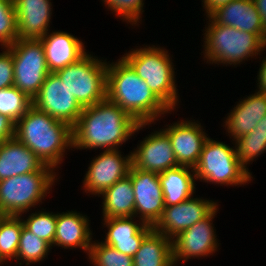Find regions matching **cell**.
I'll use <instances>...</instances> for the list:
<instances>
[{
  "instance_id": "cell-38",
  "label": "cell",
  "mask_w": 266,
  "mask_h": 266,
  "mask_svg": "<svg viewBox=\"0 0 266 266\" xmlns=\"http://www.w3.org/2000/svg\"><path fill=\"white\" fill-rule=\"evenodd\" d=\"M232 0H202L203 8H205L206 16H208L213 10L222 6L224 4L229 3Z\"/></svg>"
},
{
  "instance_id": "cell-18",
  "label": "cell",
  "mask_w": 266,
  "mask_h": 266,
  "mask_svg": "<svg viewBox=\"0 0 266 266\" xmlns=\"http://www.w3.org/2000/svg\"><path fill=\"white\" fill-rule=\"evenodd\" d=\"M134 218L135 216L103 218V225L108 232L102 242L133 257L143 239L153 230V226L141 220H137V223Z\"/></svg>"
},
{
  "instance_id": "cell-24",
  "label": "cell",
  "mask_w": 266,
  "mask_h": 266,
  "mask_svg": "<svg viewBox=\"0 0 266 266\" xmlns=\"http://www.w3.org/2000/svg\"><path fill=\"white\" fill-rule=\"evenodd\" d=\"M191 170V171H190ZM193 168L178 166L159 174L165 206L179 204L195 194Z\"/></svg>"
},
{
  "instance_id": "cell-32",
  "label": "cell",
  "mask_w": 266,
  "mask_h": 266,
  "mask_svg": "<svg viewBox=\"0 0 266 266\" xmlns=\"http://www.w3.org/2000/svg\"><path fill=\"white\" fill-rule=\"evenodd\" d=\"M234 144L240 164L249 172L248 163L266 152V135L247 134L237 138Z\"/></svg>"
},
{
  "instance_id": "cell-29",
  "label": "cell",
  "mask_w": 266,
  "mask_h": 266,
  "mask_svg": "<svg viewBox=\"0 0 266 266\" xmlns=\"http://www.w3.org/2000/svg\"><path fill=\"white\" fill-rule=\"evenodd\" d=\"M32 106V100L16 87L0 89V114L16 123Z\"/></svg>"
},
{
  "instance_id": "cell-41",
  "label": "cell",
  "mask_w": 266,
  "mask_h": 266,
  "mask_svg": "<svg viewBox=\"0 0 266 266\" xmlns=\"http://www.w3.org/2000/svg\"><path fill=\"white\" fill-rule=\"evenodd\" d=\"M175 264L177 265L178 263L173 260L168 266H176Z\"/></svg>"
},
{
  "instance_id": "cell-25",
  "label": "cell",
  "mask_w": 266,
  "mask_h": 266,
  "mask_svg": "<svg viewBox=\"0 0 266 266\" xmlns=\"http://www.w3.org/2000/svg\"><path fill=\"white\" fill-rule=\"evenodd\" d=\"M130 177L127 175L100 195L103 199V218L131 217L135 213V198Z\"/></svg>"
},
{
  "instance_id": "cell-3",
  "label": "cell",
  "mask_w": 266,
  "mask_h": 266,
  "mask_svg": "<svg viewBox=\"0 0 266 266\" xmlns=\"http://www.w3.org/2000/svg\"><path fill=\"white\" fill-rule=\"evenodd\" d=\"M15 137L54 170L62 163L66 149L73 147L72 127L33 105L15 123Z\"/></svg>"
},
{
  "instance_id": "cell-11",
  "label": "cell",
  "mask_w": 266,
  "mask_h": 266,
  "mask_svg": "<svg viewBox=\"0 0 266 266\" xmlns=\"http://www.w3.org/2000/svg\"><path fill=\"white\" fill-rule=\"evenodd\" d=\"M218 206L203 220L180 232L172 238L173 260L184 263L188 259H195L212 255L217 251L220 243L217 241L213 219L218 212ZM215 231V232H214Z\"/></svg>"
},
{
  "instance_id": "cell-17",
  "label": "cell",
  "mask_w": 266,
  "mask_h": 266,
  "mask_svg": "<svg viewBox=\"0 0 266 266\" xmlns=\"http://www.w3.org/2000/svg\"><path fill=\"white\" fill-rule=\"evenodd\" d=\"M206 17L214 23L256 34L266 44L265 27L252 0H232Z\"/></svg>"
},
{
  "instance_id": "cell-22",
  "label": "cell",
  "mask_w": 266,
  "mask_h": 266,
  "mask_svg": "<svg viewBox=\"0 0 266 266\" xmlns=\"http://www.w3.org/2000/svg\"><path fill=\"white\" fill-rule=\"evenodd\" d=\"M266 115V93L255 91L239 100L236 107L228 114L225 120L226 132L235 141L237 138L247 135L256 124Z\"/></svg>"
},
{
  "instance_id": "cell-14",
  "label": "cell",
  "mask_w": 266,
  "mask_h": 266,
  "mask_svg": "<svg viewBox=\"0 0 266 266\" xmlns=\"http://www.w3.org/2000/svg\"><path fill=\"white\" fill-rule=\"evenodd\" d=\"M217 206V202L213 200L191 196L179 204L165 206L153 230L172 239L196 222L203 220Z\"/></svg>"
},
{
  "instance_id": "cell-36",
  "label": "cell",
  "mask_w": 266,
  "mask_h": 266,
  "mask_svg": "<svg viewBox=\"0 0 266 266\" xmlns=\"http://www.w3.org/2000/svg\"><path fill=\"white\" fill-rule=\"evenodd\" d=\"M15 137V123L6 115L0 114V143Z\"/></svg>"
},
{
  "instance_id": "cell-21",
  "label": "cell",
  "mask_w": 266,
  "mask_h": 266,
  "mask_svg": "<svg viewBox=\"0 0 266 266\" xmlns=\"http://www.w3.org/2000/svg\"><path fill=\"white\" fill-rule=\"evenodd\" d=\"M51 0H14L18 39H40L49 31Z\"/></svg>"
},
{
  "instance_id": "cell-26",
  "label": "cell",
  "mask_w": 266,
  "mask_h": 266,
  "mask_svg": "<svg viewBox=\"0 0 266 266\" xmlns=\"http://www.w3.org/2000/svg\"><path fill=\"white\" fill-rule=\"evenodd\" d=\"M172 261V239L154 230L133 256V266H168Z\"/></svg>"
},
{
  "instance_id": "cell-1",
  "label": "cell",
  "mask_w": 266,
  "mask_h": 266,
  "mask_svg": "<svg viewBox=\"0 0 266 266\" xmlns=\"http://www.w3.org/2000/svg\"><path fill=\"white\" fill-rule=\"evenodd\" d=\"M153 123H138L107 98L85 107L72 128L73 147L78 149H119L136 132Z\"/></svg>"
},
{
  "instance_id": "cell-6",
  "label": "cell",
  "mask_w": 266,
  "mask_h": 266,
  "mask_svg": "<svg viewBox=\"0 0 266 266\" xmlns=\"http://www.w3.org/2000/svg\"><path fill=\"white\" fill-rule=\"evenodd\" d=\"M56 177L55 171H36L1 180L0 215L22 217L31 211L50 193Z\"/></svg>"
},
{
  "instance_id": "cell-31",
  "label": "cell",
  "mask_w": 266,
  "mask_h": 266,
  "mask_svg": "<svg viewBox=\"0 0 266 266\" xmlns=\"http://www.w3.org/2000/svg\"><path fill=\"white\" fill-rule=\"evenodd\" d=\"M24 227L46 241L51 247L54 243V236L56 231L57 213L50 211H38L31 213L27 219L23 220Z\"/></svg>"
},
{
  "instance_id": "cell-7",
  "label": "cell",
  "mask_w": 266,
  "mask_h": 266,
  "mask_svg": "<svg viewBox=\"0 0 266 266\" xmlns=\"http://www.w3.org/2000/svg\"><path fill=\"white\" fill-rule=\"evenodd\" d=\"M196 180L226 186H241L253 178L239 162L236 148L208 138L194 168Z\"/></svg>"
},
{
  "instance_id": "cell-2",
  "label": "cell",
  "mask_w": 266,
  "mask_h": 266,
  "mask_svg": "<svg viewBox=\"0 0 266 266\" xmlns=\"http://www.w3.org/2000/svg\"><path fill=\"white\" fill-rule=\"evenodd\" d=\"M106 98L138 123H155L171 112L122 57L115 63L108 62Z\"/></svg>"
},
{
  "instance_id": "cell-40",
  "label": "cell",
  "mask_w": 266,
  "mask_h": 266,
  "mask_svg": "<svg viewBox=\"0 0 266 266\" xmlns=\"http://www.w3.org/2000/svg\"><path fill=\"white\" fill-rule=\"evenodd\" d=\"M248 134L266 135V115L256 124V127Z\"/></svg>"
},
{
  "instance_id": "cell-39",
  "label": "cell",
  "mask_w": 266,
  "mask_h": 266,
  "mask_svg": "<svg viewBox=\"0 0 266 266\" xmlns=\"http://www.w3.org/2000/svg\"><path fill=\"white\" fill-rule=\"evenodd\" d=\"M256 9L258 10L259 15L263 21V25L266 31V0H252Z\"/></svg>"
},
{
  "instance_id": "cell-30",
  "label": "cell",
  "mask_w": 266,
  "mask_h": 266,
  "mask_svg": "<svg viewBox=\"0 0 266 266\" xmlns=\"http://www.w3.org/2000/svg\"><path fill=\"white\" fill-rule=\"evenodd\" d=\"M94 266H133V257L103 242L93 241L88 254Z\"/></svg>"
},
{
  "instance_id": "cell-19",
  "label": "cell",
  "mask_w": 266,
  "mask_h": 266,
  "mask_svg": "<svg viewBox=\"0 0 266 266\" xmlns=\"http://www.w3.org/2000/svg\"><path fill=\"white\" fill-rule=\"evenodd\" d=\"M36 171H55L44 165L27 146L16 137L0 143V181Z\"/></svg>"
},
{
  "instance_id": "cell-28",
  "label": "cell",
  "mask_w": 266,
  "mask_h": 266,
  "mask_svg": "<svg viewBox=\"0 0 266 266\" xmlns=\"http://www.w3.org/2000/svg\"><path fill=\"white\" fill-rule=\"evenodd\" d=\"M52 247L39 236L27 230L24 226L21 230L20 242L17 251L16 261L19 265H30L44 260ZM21 260V261H20Z\"/></svg>"
},
{
  "instance_id": "cell-13",
  "label": "cell",
  "mask_w": 266,
  "mask_h": 266,
  "mask_svg": "<svg viewBox=\"0 0 266 266\" xmlns=\"http://www.w3.org/2000/svg\"><path fill=\"white\" fill-rule=\"evenodd\" d=\"M132 165L131 152L122 156L119 149L104 150L92 159L83 180L86 193L98 195L128 175Z\"/></svg>"
},
{
  "instance_id": "cell-33",
  "label": "cell",
  "mask_w": 266,
  "mask_h": 266,
  "mask_svg": "<svg viewBox=\"0 0 266 266\" xmlns=\"http://www.w3.org/2000/svg\"><path fill=\"white\" fill-rule=\"evenodd\" d=\"M18 40V24L14 4L0 0V45L8 47Z\"/></svg>"
},
{
  "instance_id": "cell-23",
  "label": "cell",
  "mask_w": 266,
  "mask_h": 266,
  "mask_svg": "<svg viewBox=\"0 0 266 266\" xmlns=\"http://www.w3.org/2000/svg\"><path fill=\"white\" fill-rule=\"evenodd\" d=\"M87 217L76 211L57 213L53 247L81 248L88 255L93 242V234L89 228V218Z\"/></svg>"
},
{
  "instance_id": "cell-34",
  "label": "cell",
  "mask_w": 266,
  "mask_h": 266,
  "mask_svg": "<svg viewBox=\"0 0 266 266\" xmlns=\"http://www.w3.org/2000/svg\"><path fill=\"white\" fill-rule=\"evenodd\" d=\"M102 2L108 6L107 9L117 14L120 19L122 17L128 24L136 26L140 23L141 14L144 12V0H102Z\"/></svg>"
},
{
  "instance_id": "cell-20",
  "label": "cell",
  "mask_w": 266,
  "mask_h": 266,
  "mask_svg": "<svg viewBox=\"0 0 266 266\" xmlns=\"http://www.w3.org/2000/svg\"><path fill=\"white\" fill-rule=\"evenodd\" d=\"M40 41L49 72H56L77 62L87 52L82 40L64 31H48Z\"/></svg>"
},
{
  "instance_id": "cell-27",
  "label": "cell",
  "mask_w": 266,
  "mask_h": 266,
  "mask_svg": "<svg viewBox=\"0 0 266 266\" xmlns=\"http://www.w3.org/2000/svg\"><path fill=\"white\" fill-rule=\"evenodd\" d=\"M23 226L21 216L0 215V264L16 259Z\"/></svg>"
},
{
  "instance_id": "cell-8",
  "label": "cell",
  "mask_w": 266,
  "mask_h": 266,
  "mask_svg": "<svg viewBox=\"0 0 266 266\" xmlns=\"http://www.w3.org/2000/svg\"><path fill=\"white\" fill-rule=\"evenodd\" d=\"M102 61L87 52L77 62L55 72L82 108L106 99L108 63Z\"/></svg>"
},
{
  "instance_id": "cell-10",
  "label": "cell",
  "mask_w": 266,
  "mask_h": 266,
  "mask_svg": "<svg viewBox=\"0 0 266 266\" xmlns=\"http://www.w3.org/2000/svg\"><path fill=\"white\" fill-rule=\"evenodd\" d=\"M32 105L54 119L74 127L83 108L55 72H50Z\"/></svg>"
},
{
  "instance_id": "cell-9",
  "label": "cell",
  "mask_w": 266,
  "mask_h": 266,
  "mask_svg": "<svg viewBox=\"0 0 266 266\" xmlns=\"http://www.w3.org/2000/svg\"><path fill=\"white\" fill-rule=\"evenodd\" d=\"M8 48L13 57V86L32 100L50 73L43 45L40 39H18Z\"/></svg>"
},
{
  "instance_id": "cell-5",
  "label": "cell",
  "mask_w": 266,
  "mask_h": 266,
  "mask_svg": "<svg viewBox=\"0 0 266 266\" xmlns=\"http://www.w3.org/2000/svg\"><path fill=\"white\" fill-rule=\"evenodd\" d=\"M205 27L204 58L206 63L238 65L243 60L261 55L266 44L253 33L214 23L208 18ZM210 22V23H209Z\"/></svg>"
},
{
  "instance_id": "cell-35",
  "label": "cell",
  "mask_w": 266,
  "mask_h": 266,
  "mask_svg": "<svg viewBox=\"0 0 266 266\" xmlns=\"http://www.w3.org/2000/svg\"><path fill=\"white\" fill-rule=\"evenodd\" d=\"M0 53V89L13 86L14 66L12 52L8 47H3Z\"/></svg>"
},
{
  "instance_id": "cell-15",
  "label": "cell",
  "mask_w": 266,
  "mask_h": 266,
  "mask_svg": "<svg viewBox=\"0 0 266 266\" xmlns=\"http://www.w3.org/2000/svg\"><path fill=\"white\" fill-rule=\"evenodd\" d=\"M132 166L160 174L178 167L168 135L162 130L151 132L131 151Z\"/></svg>"
},
{
  "instance_id": "cell-12",
  "label": "cell",
  "mask_w": 266,
  "mask_h": 266,
  "mask_svg": "<svg viewBox=\"0 0 266 266\" xmlns=\"http://www.w3.org/2000/svg\"><path fill=\"white\" fill-rule=\"evenodd\" d=\"M128 176L132 181L134 191V216L139 217V220L145 224L154 226L165 208L159 174L131 165Z\"/></svg>"
},
{
  "instance_id": "cell-16",
  "label": "cell",
  "mask_w": 266,
  "mask_h": 266,
  "mask_svg": "<svg viewBox=\"0 0 266 266\" xmlns=\"http://www.w3.org/2000/svg\"><path fill=\"white\" fill-rule=\"evenodd\" d=\"M162 130L168 135L178 166L195 168L207 137L198 121L181 120L166 125Z\"/></svg>"
},
{
  "instance_id": "cell-4",
  "label": "cell",
  "mask_w": 266,
  "mask_h": 266,
  "mask_svg": "<svg viewBox=\"0 0 266 266\" xmlns=\"http://www.w3.org/2000/svg\"><path fill=\"white\" fill-rule=\"evenodd\" d=\"M122 58L171 112L176 109L179 94L175 84V68L166 48L152 45L131 49Z\"/></svg>"
},
{
  "instance_id": "cell-37",
  "label": "cell",
  "mask_w": 266,
  "mask_h": 266,
  "mask_svg": "<svg viewBox=\"0 0 266 266\" xmlns=\"http://www.w3.org/2000/svg\"><path fill=\"white\" fill-rule=\"evenodd\" d=\"M257 77L258 90L256 91L266 93V58L261 62Z\"/></svg>"
}]
</instances>
